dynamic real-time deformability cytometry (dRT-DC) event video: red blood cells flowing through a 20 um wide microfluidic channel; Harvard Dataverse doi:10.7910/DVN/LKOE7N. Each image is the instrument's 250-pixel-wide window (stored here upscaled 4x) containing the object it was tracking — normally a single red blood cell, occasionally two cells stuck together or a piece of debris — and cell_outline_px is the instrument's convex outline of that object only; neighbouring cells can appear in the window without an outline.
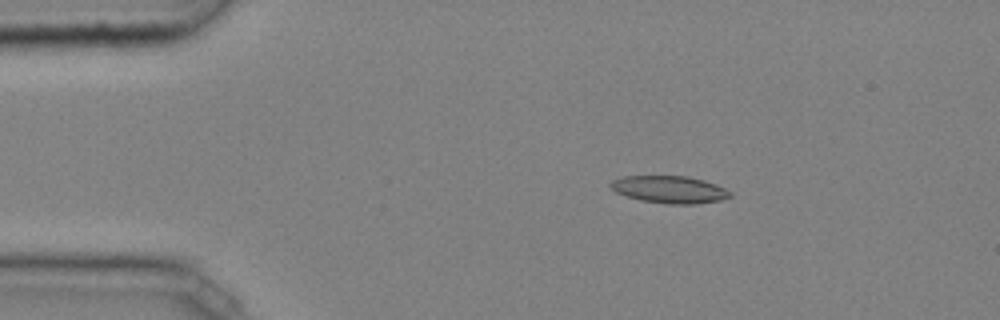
{"species": "common noctule bat (a hibernating species)", "species_latin": "Nyctalus noctula", "temperature_condition": "cold", "stored_images_in_passage": 47, "camera_frame_rate_fps": 3000, "um_per_image_px": 0.085, "animal": {"sex": "male", "body_mass_g": 20.4}, "frame": {"image": 1, "passage_image": 9, "time_ms": 2.667, "image_size_px": [1000, 320], "cell_outline_px": [[732, 196], [720, 200], [696, 204], [668, 204], [640, 200], [616, 192], [608, 184], [612, 180], [624, 176], [688, 176], [704, 180], [716, 184], [732, 192]], "centroid_in_image_um": [56.93, 16.1], "position_along_channel_um": 28.1, "area_um2": 19.02}}
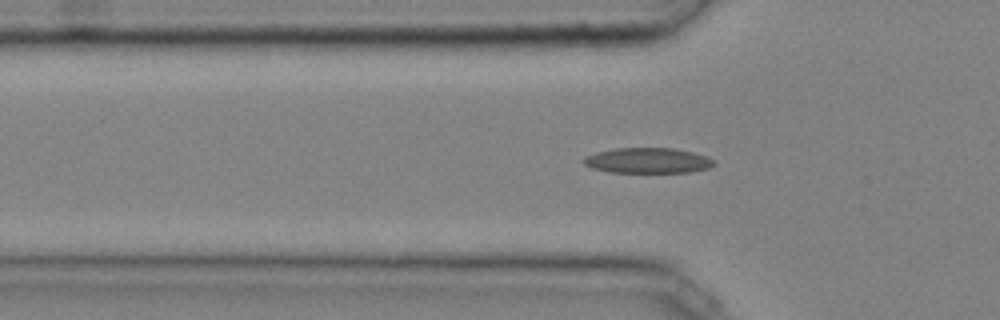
{"frame": {"image": 2, "passage_image": 16, "time_ms": 5.0, "image_size_px": [1000, 320], "cell_outline_px": [[716, 164], [708, 168], [688, 172], [612, 172], [592, 168], [584, 164], [580, 160], [584, 156], [596, 152], [616, 148], [676, 148], [708, 156], [716, 160]], "centroid_in_image_um": [55.06, 13.64], "position_along_channel_um": 70.7, "area_um2": 19.42}}
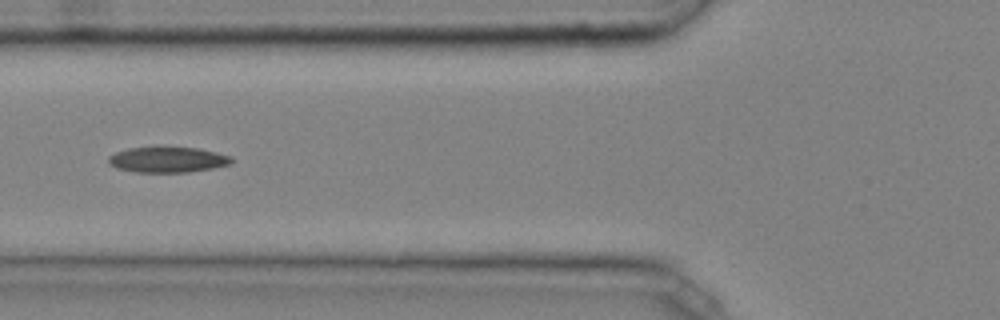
{"frame": {"image": 3, "passage_image": 19, "time_ms": 6.0, "image_size_px": [1000, 320], "cell_outline_px": [[236, 160], [232, 164], [212, 168], [188, 172], [136, 172], [116, 168], [108, 160], [108, 156], [116, 152], [128, 148], [196, 148], [216, 152], [232, 156]], "centroid_in_image_um": [14.31, 13.58], "position_along_channel_um": 111.5, "area_um2": 18.15}, "authors_computed_cell_mechanics": {"area_um2": 18.0336, "velocity_mm_per_s": 4.0668, "shape_relaxation_time_tau1_ms": 4.9355, "shape_relaxation_time_tau2_ms": 2.9698, "deformation_change_tau1": 0.1316, "deformation_change_tau2": 0.1064}}